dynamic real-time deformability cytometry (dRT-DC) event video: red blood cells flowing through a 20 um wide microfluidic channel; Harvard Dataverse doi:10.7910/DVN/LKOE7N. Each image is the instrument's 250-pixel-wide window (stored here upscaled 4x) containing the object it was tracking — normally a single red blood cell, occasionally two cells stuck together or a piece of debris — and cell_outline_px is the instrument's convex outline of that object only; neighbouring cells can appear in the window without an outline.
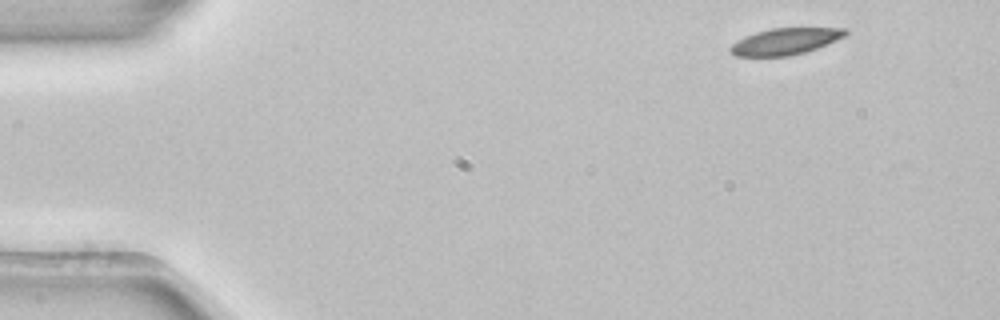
{"species": "common noctule bat (a hibernating species)", "species_latin": "Nyctalus noctula", "temperature_condition": "room temperature", "stored_images_in_passage": 4, "segment_of_instrument_passage": [2, 2], "camera_frame_rate_fps": 3000, "um_per_image_px": 0.085, "animal": {"sex": "female", "body_mass_g": 22.7, "forearm_length_mm": 54.2}, "frame": {"image": 1, "passage_image": 4, "time_ms": 1.0, "image_size_px": [1000, 320], "cell_outline_px": [[848, 32], [844, 36], [836, 40], [816, 48], [804, 52], [788, 56], [736, 56], [728, 48], [732, 44], [744, 36], [756, 32], [772, 28], [848, 28]], "centroid_in_image_um": [66.73, 3.51], "position_along_channel_um": 18.3, "area_um2": 17.57}}